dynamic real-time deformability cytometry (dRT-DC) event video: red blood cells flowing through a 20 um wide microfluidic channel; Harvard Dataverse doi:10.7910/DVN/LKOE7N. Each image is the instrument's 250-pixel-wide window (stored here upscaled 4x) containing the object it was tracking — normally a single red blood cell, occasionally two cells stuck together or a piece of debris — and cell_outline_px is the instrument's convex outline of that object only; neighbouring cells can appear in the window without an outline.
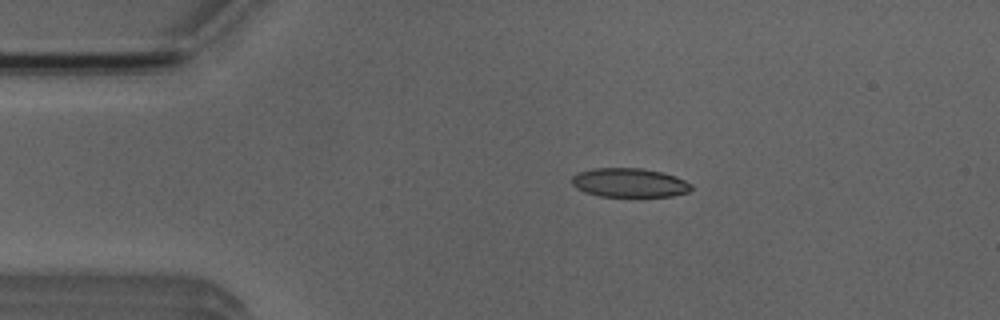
{"species": "Egyptian fruit bat (a non-hibernating species)", "species_latin": "Rousettus aegyptiacus", "temperature_condition": "room temperature", "stored_images_in_passage": 4, "camera_frame_rate_fps": 3000, "um_per_image_px": 0.085, "animal": {"sex": "male"}, "frame": {"image": 1, "passage_image": 2, "time_ms": 1.333, "image_size_px": [1000, 320], "cell_outline_px": [[692, 188], [688, 192], [672, 196], [600, 196], [584, 192], [576, 188], [572, 184], [572, 176], [576, 172], [596, 168], [640, 168], [660, 172], [676, 176], [692, 184]], "centroid_in_image_um": [53.48, 15.53], "position_along_channel_um": 31.5, "area_um2": 20.17}}